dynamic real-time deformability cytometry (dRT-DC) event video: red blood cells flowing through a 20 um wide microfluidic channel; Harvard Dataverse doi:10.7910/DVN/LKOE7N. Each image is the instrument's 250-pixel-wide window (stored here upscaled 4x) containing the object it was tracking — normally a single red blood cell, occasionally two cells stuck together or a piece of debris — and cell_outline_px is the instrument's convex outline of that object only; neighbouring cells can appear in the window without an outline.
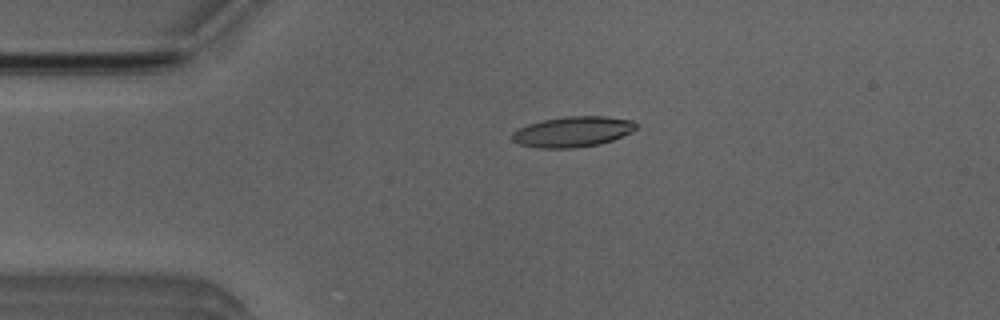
{"species": "Egyptian fruit bat (a non-hibernating species)", "species_latin": "Rousettus aegyptiacus", "temperature_condition": "room temperature", "stored_images_in_passage": 43, "camera_frame_rate_fps": 3000, "um_per_image_px": 0.085, "animal": {"sex": "male"}, "frame": {"image": 1, "passage_image": 3, "time_ms": 0.667, "image_size_px": [1000, 320], "cell_outline_px": [[636, 128], [632, 132], [612, 140], [600, 144], [576, 148], [540, 148], [520, 144], [512, 140], [512, 132], [516, 128], [528, 124], [544, 120], [568, 116], [608, 116], [632, 120], [636, 124]], "centroid_in_image_um": [48.68, 11.19], "position_along_channel_um": 36.3, "area_um2": 22.08}}
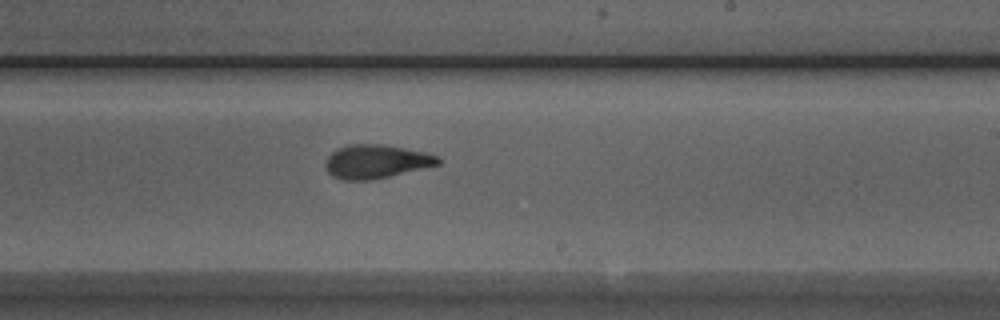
{"frame": {"image": 2, "passage_image": 22, "time_ms": 7.0, "image_size_px": [1000, 320], "cell_outline_px": [[440, 164], [372, 180], [344, 180], [332, 176], [324, 168], [324, 164], [328, 156], [336, 148], [348, 144], [380, 144], [404, 148], [424, 152], [440, 156]], "centroid_in_image_um": [31.93, 13.73], "position_along_channel_um": 257.1, "area_um2": 22.14}}
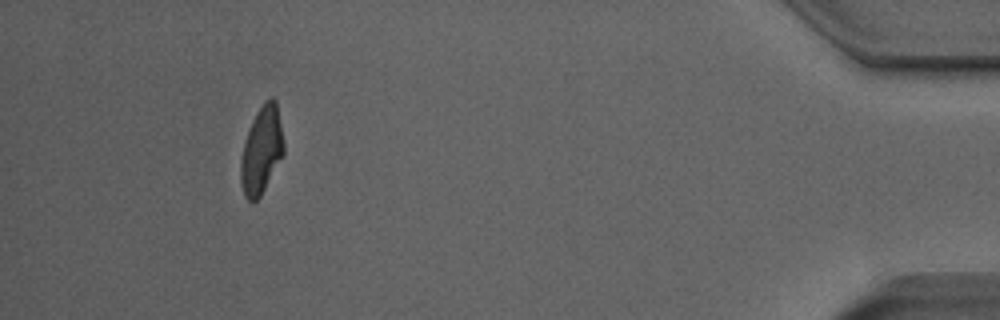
{"frame": {"image": 3, "passage_image": 39, "time_ms": 12.667, "image_size_px": [1000, 320], "cell_outline_px": [[284, 152], [260, 196], [256, 200], [248, 200], [244, 196], [240, 184], [240, 160], [244, 140], [248, 128], [256, 112], [264, 100], [272, 96], [276, 100], [284, 144]], "centroid_in_image_um": [22.2, 12.73], "position_along_channel_um": 413.0, "area_um2": 21.85}, "authors_computed_cell_mechanics": {"area_um2": 22.1374, "velocity_mm_per_s": 3.9931, "shape_relaxation_time_tau1_ms": 5.7306, "shape_relaxation_time_tau2_ms": 1.9493, "deformation_change_tau1": 0.2173, "deformation_change_tau2": 0.0865}}